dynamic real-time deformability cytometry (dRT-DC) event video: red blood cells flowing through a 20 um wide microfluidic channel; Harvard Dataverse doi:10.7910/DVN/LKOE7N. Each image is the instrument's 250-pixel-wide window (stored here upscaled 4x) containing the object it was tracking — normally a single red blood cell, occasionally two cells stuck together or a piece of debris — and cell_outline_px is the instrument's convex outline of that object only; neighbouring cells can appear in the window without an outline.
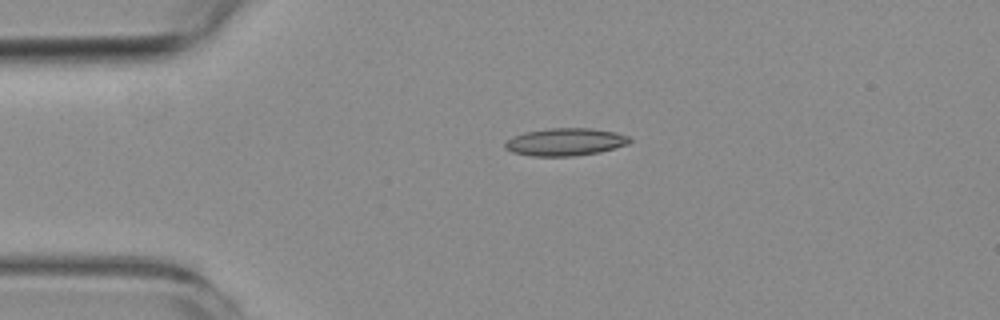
{"species": "common noctule bat (a hibernating species)", "species_latin": "Nyctalus noctula", "temperature_condition": "room temperature", "stored_images_in_passage": 2, "camera_frame_rate_fps": 3000, "um_per_image_px": 0.085, "animal": {"sex": "female", "body_mass_g": 19.3, "forearm_length_mm": 54.1}, "frame": {"image": 1, "passage_image": 1, "time_ms": 0.0, "image_size_px": [1000, 320], "cell_outline_px": [[632, 140], [628, 144], [600, 152], [572, 156], [532, 156], [512, 152], [504, 148], [504, 140], [524, 132], [548, 128], [588, 128], [616, 132], [628, 136]], "centroid_in_image_um": [48.02, 12.06], "position_along_channel_um": 37.0, "area_um2": 20.11}}